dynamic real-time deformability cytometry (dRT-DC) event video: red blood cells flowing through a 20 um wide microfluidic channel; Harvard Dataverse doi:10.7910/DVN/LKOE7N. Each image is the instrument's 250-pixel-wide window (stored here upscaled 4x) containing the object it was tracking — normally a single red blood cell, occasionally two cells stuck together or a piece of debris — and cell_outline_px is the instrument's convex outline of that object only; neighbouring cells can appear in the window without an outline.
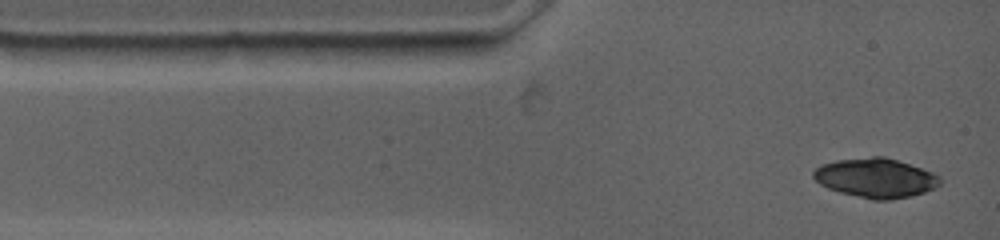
{"species": "common noctule bat (a hibernating species)", "species_latin": "Nyctalus noctula", "temperature_condition": "warm", "stored_images_in_passage": 3, "camera_frame_rate_fps": 4500, "um_per_image_px": 0.085, "animal": {"sex": "female", "body_mass_g": 19.0, "forearm_length_mm": 53.3}, "frame": {"image": 1, "passage_image": 1, "time_ms": 0.0, "image_size_px": [1000, 240], "cell_outline_px": [[940, 184], [924, 192], [908, 196], [888, 200], [872, 200], [840, 192], [828, 188], [820, 184], [812, 176], [812, 172], [816, 168], [824, 164], [836, 160], [872, 156], [884, 156], [932, 172], [940, 176]], "centroid_in_image_um": [74.4, 15.12], "position_along_channel_um": 10.6, "area_um2": 28.73}}